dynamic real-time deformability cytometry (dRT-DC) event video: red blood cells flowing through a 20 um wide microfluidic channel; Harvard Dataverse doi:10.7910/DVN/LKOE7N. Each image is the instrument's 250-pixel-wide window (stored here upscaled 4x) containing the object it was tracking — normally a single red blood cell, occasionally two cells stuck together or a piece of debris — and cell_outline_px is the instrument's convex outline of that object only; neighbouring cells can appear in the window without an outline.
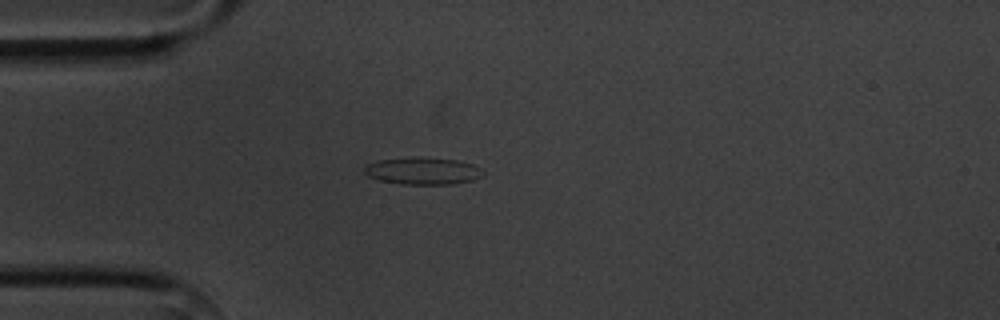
{"species": "common noctule bat (a hibernating species)", "species_latin": "Nyctalus noctula", "temperature_condition": "cold", "stored_images_in_passage": 1, "camera_frame_rate_fps": 3000, "um_per_image_px": 0.085, "animal": {"sex": "male", "body_mass_g": 20.1, "forearm_length_mm": 53.5}, "frame": {"image": 1, "passage_image": 1, "time_ms": 0.0, "image_size_px": [1000, 320], "cell_outline_px": [[484, 176], [472, 180], [452, 184], [400, 184], [380, 180], [368, 176], [364, 172], [364, 164], [380, 160], [420, 156], [456, 160], [472, 164], [480, 168], [484, 172]], "centroid_in_image_um": [35.93, 14.52], "position_along_channel_um": 49.1, "area_um2": 18.9}}